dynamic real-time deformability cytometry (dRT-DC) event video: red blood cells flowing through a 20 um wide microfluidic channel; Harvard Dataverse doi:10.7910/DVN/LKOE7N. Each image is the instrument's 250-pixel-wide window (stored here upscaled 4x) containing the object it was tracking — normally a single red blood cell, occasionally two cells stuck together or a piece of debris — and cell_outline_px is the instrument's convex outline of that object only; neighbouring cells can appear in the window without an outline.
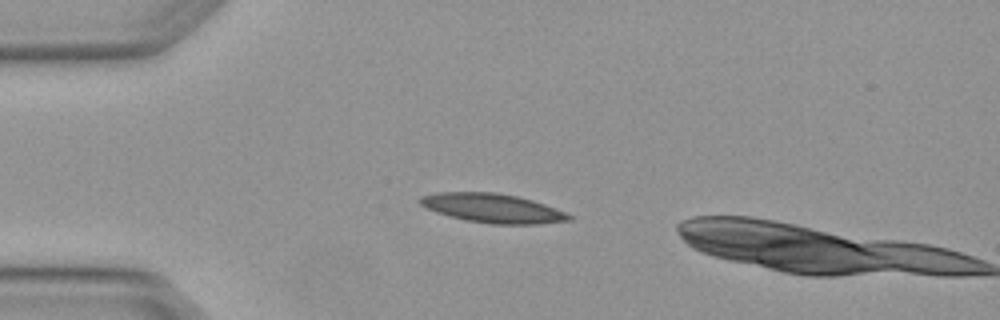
{"species": "Egyptian fruit bat (a non-hibernating species)", "species_latin": "Rousettus aegyptiacus", "temperature_condition": "warm", "stored_images_in_passage": 2, "camera_frame_rate_fps": 3000, "um_per_image_px": 0.085, "animal": {"sex": "female"}, "frame": {"image": 1, "passage_image": 1, "time_ms": 0.0, "image_size_px": [1000, 320], "cell_outline_px": [[572, 220], [536, 224], [492, 224], [464, 220], [436, 212], [420, 204], [420, 196], [436, 192], [496, 192], [516, 196], [532, 200], [556, 208], [572, 216]], "centroid_in_image_um": [41.86, 17.69], "position_along_channel_um": 43.1, "area_um2": 25.14}}